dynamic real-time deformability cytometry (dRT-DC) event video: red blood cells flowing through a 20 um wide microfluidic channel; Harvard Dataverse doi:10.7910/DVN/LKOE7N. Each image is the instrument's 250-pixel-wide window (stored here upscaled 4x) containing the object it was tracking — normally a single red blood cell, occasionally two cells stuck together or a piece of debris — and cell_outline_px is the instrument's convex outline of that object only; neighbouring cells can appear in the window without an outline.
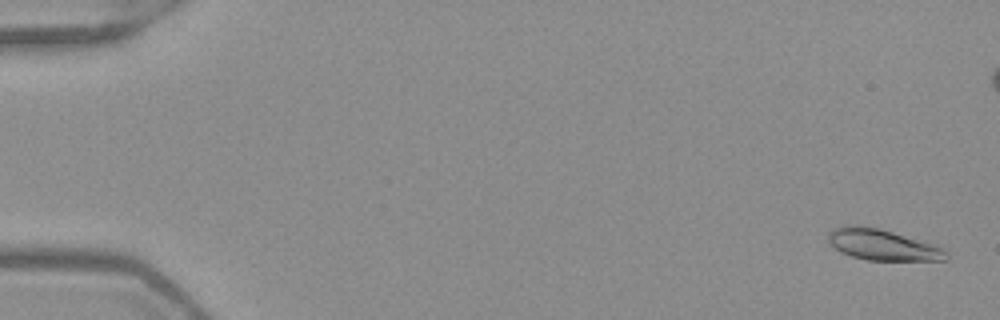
{"species": "Egyptian fruit bat (a non-hibernating species)", "species_latin": "Rousettus aegyptiacus", "temperature_condition": "warm", "stored_images_in_passage": 54, "camera_frame_rate_fps": 3000, "um_per_image_px": 0.085, "frame": {"image": 1, "passage_image": 2, "time_ms": 0.333, "image_size_px": [1000, 320], "cell_outline_px": [[948, 260], [868, 260], [852, 256], [840, 252], [828, 240], [828, 232], [832, 228], [848, 224], [856, 224], [880, 228], [936, 244], [948, 252]], "centroid_in_image_um": [75.02, 20.78], "position_along_channel_um": 10.0, "area_um2": 21.56}}
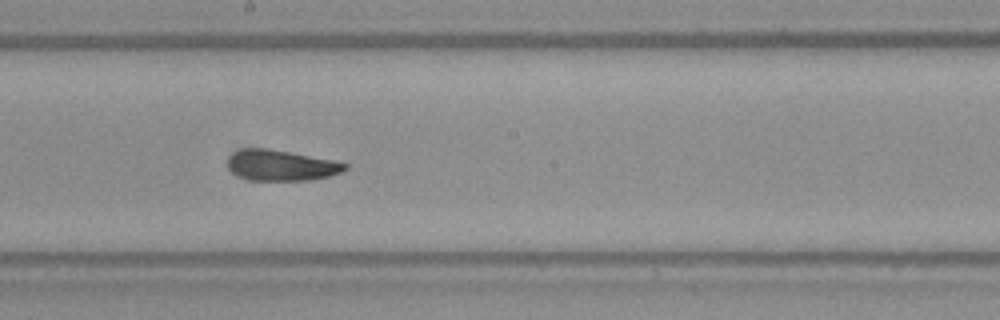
{"frame": {"image": 2, "passage_image": 30, "time_ms": 9.667, "image_size_px": [1000, 320], "cell_outline_px": [[348, 168], [340, 172], [328, 176], [308, 180], [248, 180], [232, 172], [228, 168], [228, 156], [244, 148], [268, 148], [336, 160], [348, 164]], "centroid_in_image_um": [23.91, 14.04], "position_along_channel_um": 224.3, "area_um2": 20.98}}
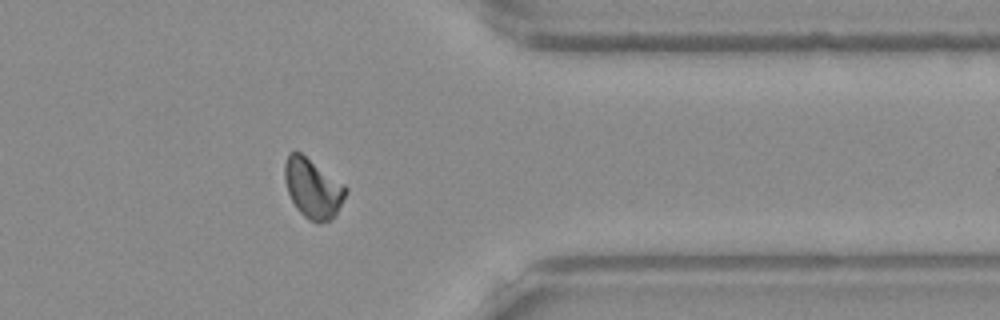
{"frame": {"image": 3, "passage_image": 43, "time_ms": 14.0, "image_size_px": [1000, 320], "cell_outline_px": [[348, 192], [336, 216], [332, 220], [320, 224], [316, 224], [308, 220], [296, 208], [288, 192], [284, 180], [284, 164], [288, 152], [300, 152], [344, 184], [348, 188]], "centroid_in_image_um": [26.61, 16.05], "position_along_channel_um": 384.8, "area_um2": 21.5}, "authors_computed_cell_mechanics": {"area_um2": 21.0681, "velocity_mm_per_s": 3.9451, "shape_relaxation_time_tau1_ms": 3.9431, "shape_relaxation_time_tau2_ms": 2.127, "deformation_change_tau1": 0.1613, "deformation_change_tau2": 0.0722}}